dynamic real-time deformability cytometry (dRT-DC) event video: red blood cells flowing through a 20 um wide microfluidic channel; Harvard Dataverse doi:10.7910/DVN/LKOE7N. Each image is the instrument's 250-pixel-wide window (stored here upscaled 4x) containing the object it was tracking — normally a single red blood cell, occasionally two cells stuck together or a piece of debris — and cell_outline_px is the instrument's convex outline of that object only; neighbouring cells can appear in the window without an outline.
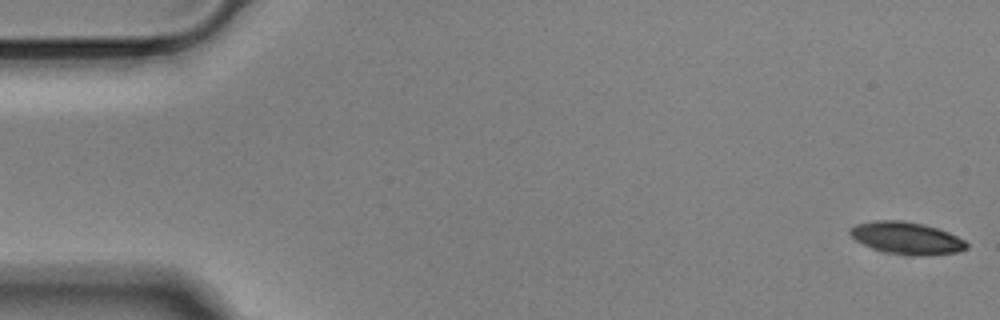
{"species": "Egyptian fruit bat (a non-hibernating species)", "species_latin": "Rousettus aegyptiacus", "temperature_condition": "cold", "stored_images_in_passage": 55, "camera_frame_rate_fps": 3000, "um_per_image_px": 0.085, "animal": {"sex": "male"}, "frame": {"image": 1, "passage_image": 1, "time_ms": 0.0, "image_size_px": [1000, 320], "cell_outline_px": [[968, 248], [960, 252], [916, 256], [904, 256], [880, 252], [856, 240], [848, 232], [848, 228], [856, 224], [876, 220], [900, 220], [924, 224], [948, 232], [964, 240], [968, 244]], "centroid_in_image_um": [77.04, 20.25], "position_along_channel_um": 8.0, "area_um2": 22.14}}
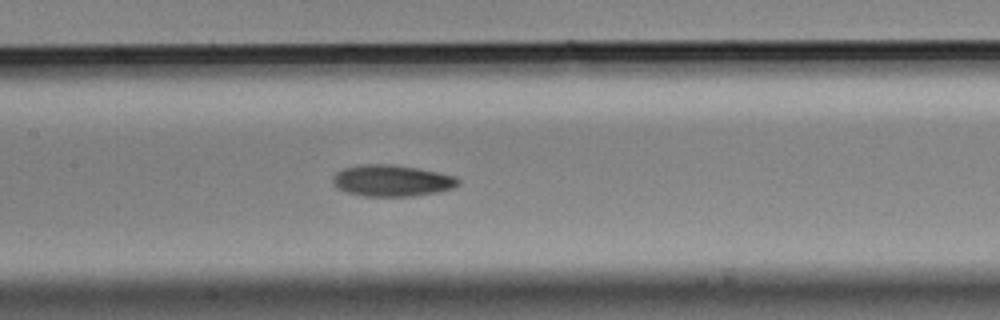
{"frame": {"image": 2, "passage_image": 26, "time_ms": 8.333, "image_size_px": [1000, 320], "cell_outline_px": [[460, 180], [452, 188], [432, 192], [408, 196], [368, 196], [348, 192], [340, 188], [332, 180], [332, 176], [336, 172], [344, 168], [364, 164], [392, 164], [416, 168], [436, 172], [452, 176]], "centroid_in_image_um": [33.26, 15.34], "position_along_channel_um": 174.1, "area_um2": 22.25}}
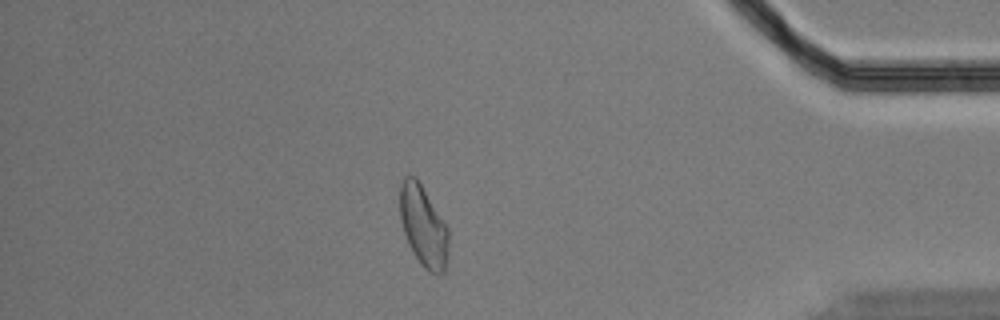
{"frame": {"image": 3, "passage_image": 48, "time_ms": 15.667, "image_size_px": [1000, 320], "cell_outline_px": [[448, 260], [444, 272], [436, 276], [428, 272], [420, 264], [408, 244], [400, 220], [400, 184], [404, 176], [416, 176], [448, 228]], "centroid_in_image_um": [35.99, 19.26], "position_along_channel_um": 399.2, "area_um2": 23.12}, "authors_computed_cell_mechanics": {"area_um2": 21.964, "velocity_mm_per_s": 3.5835, "shape_relaxation_time_tau1_ms": 6.6327, "shape_relaxation_time_tau2_ms": 5.5605, "deformation_change_tau1": 0.1534, "deformation_change_tau2": 0.1111}}